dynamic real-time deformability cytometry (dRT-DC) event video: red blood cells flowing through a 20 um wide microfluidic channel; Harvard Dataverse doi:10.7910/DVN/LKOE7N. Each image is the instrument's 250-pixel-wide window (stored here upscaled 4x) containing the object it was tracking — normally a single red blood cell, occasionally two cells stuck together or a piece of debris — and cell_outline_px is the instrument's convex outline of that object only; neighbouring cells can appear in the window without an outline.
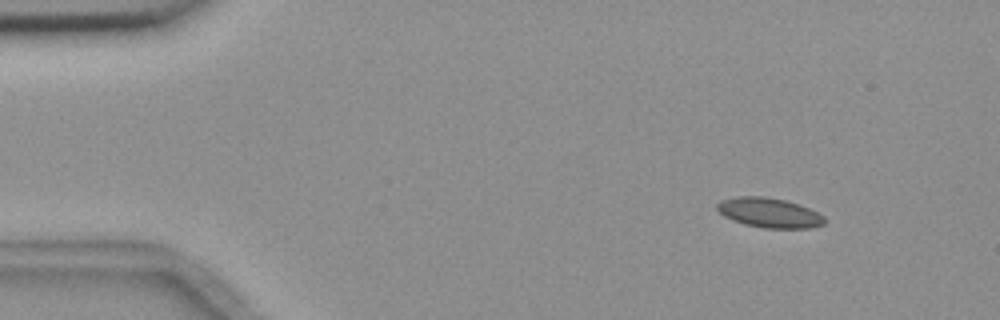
{"species": "common noctule bat (a hibernating species)", "species_latin": "Nyctalus noctula", "temperature_condition": "room temperature", "stored_images_in_passage": 4, "camera_frame_rate_fps": 3000, "um_per_image_px": 0.085, "animal": {"sex": "female", "body_mass_g": 18.4}, "frame": {"image": 1, "passage_image": 1, "time_ms": 0.0, "image_size_px": [1000, 320], "cell_outline_px": [[824, 224], [808, 228], [764, 228], [744, 224], [732, 220], [724, 216], [716, 208], [716, 204], [720, 200], [736, 196], [764, 196], [784, 200], [808, 208], [824, 216]], "centroid_in_image_um": [65.33, 18.08], "position_along_channel_um": 19.7, "area_um2": 18.5}}
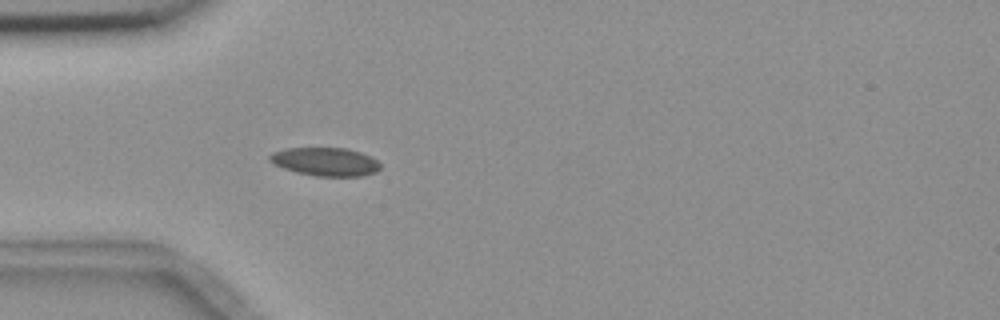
{"frame": {"image": 2, "passage_image": 4, "time_ms": 3.333, "image_size_px": [1000, 320], "cell_outline_px": [[380, 168], [376, 172], [364, 176], [316, 176], [296, 172], [272, 164], [268, 160], [268, 156], [272, 152], [284, 148], [348, 148], [360, 152], [376, 160], [380, 164]], "centroid_in_image_um": [27.62, 13.74], "position_along_channel_um": 57.4, "area_um2": 18.38}}